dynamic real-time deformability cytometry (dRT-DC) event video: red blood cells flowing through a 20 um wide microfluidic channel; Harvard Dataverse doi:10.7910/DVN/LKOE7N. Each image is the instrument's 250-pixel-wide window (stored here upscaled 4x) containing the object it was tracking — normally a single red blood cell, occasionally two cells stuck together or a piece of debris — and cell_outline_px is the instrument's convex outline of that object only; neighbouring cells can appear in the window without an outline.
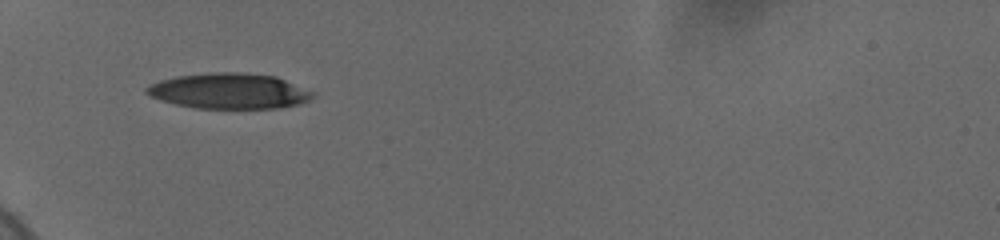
{"species": "human", "species_latin": "Homo sapiens", "temperature_condition": "cold", "stored_images_in_passage": 23, "camera_frame_rate_fps": 3000, "um_per_image_px": 0.085, "donor": {"sex": "female"}, "frame": {"image": 1, "passage_image": 1, "time_ms": 0.0, "image_size_px": [1000, 240], "cell_outline_px": [[316, 96], [300, 104], [280, 108], [196, 108], [176, 104], [160, 100], [144, 92], [144, 88], [148, 84], [160, 80], [176, 76], [212, 72], [244, 72], [276, 76], [316, 92]], "centroid_in_image_um": [19.5, 7.73], "position_along_channel_um": 65.5, "area_um2": 34.74}}
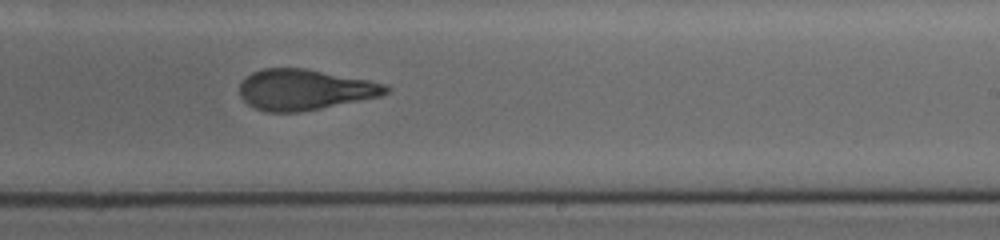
{"frame": {"image": 2, "passage_image": 13, "time_ms": 5.667, "image_size_px": [1000, 240], "cell_outline_px": [[392, 88], [388, 92], [380, 96], [300, 112], [268, 112], [256, 108], [248, 104], [240, 96], [240, 84], [252, 72], [264, 68], [304, 68], [368, 80], [388, 84]], "centroid_in_image_um": [25.91, 7.62], "position_along_channel_um": 263.1, "area_um2": 34.45}}
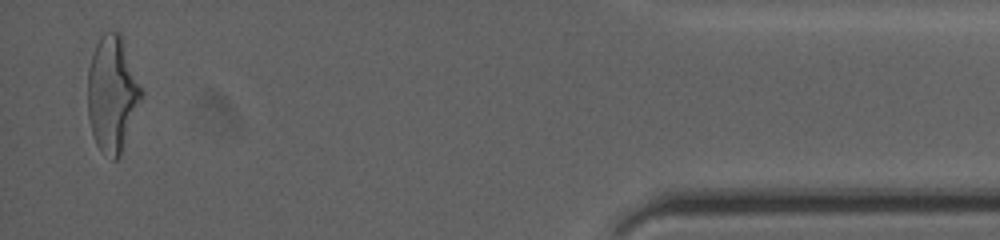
{"frame": {"image": 3, "passage_image": 23, "time_ms": 11.667, "image_size_px": [1000, 240], "cell_outline_px": [[144, 92], [120, 156], [116, 160], [112, 160], [104, 156], [96, 144], [92, 132], [88, 116], [88, 68], [92, 52], [100, 36], [104, 32], [120, 32], [144, 88]], "centroid_in_image_um": [9.56, 7.98], "position_along_channel_um": 425.6, "area_um2": 36.7}, "authors_computed_cell_mechanics": {"area_um2": 34.969, "velocity_mm_per_s": 3.6792, "shape_relaxation_time_tau1_ms": 4.4423, "shape_relaxation_time_tau2_ms": 1.1702, "deformation_change_tau1": 0.1753, "deformation_change_tau2": 0.0951}}